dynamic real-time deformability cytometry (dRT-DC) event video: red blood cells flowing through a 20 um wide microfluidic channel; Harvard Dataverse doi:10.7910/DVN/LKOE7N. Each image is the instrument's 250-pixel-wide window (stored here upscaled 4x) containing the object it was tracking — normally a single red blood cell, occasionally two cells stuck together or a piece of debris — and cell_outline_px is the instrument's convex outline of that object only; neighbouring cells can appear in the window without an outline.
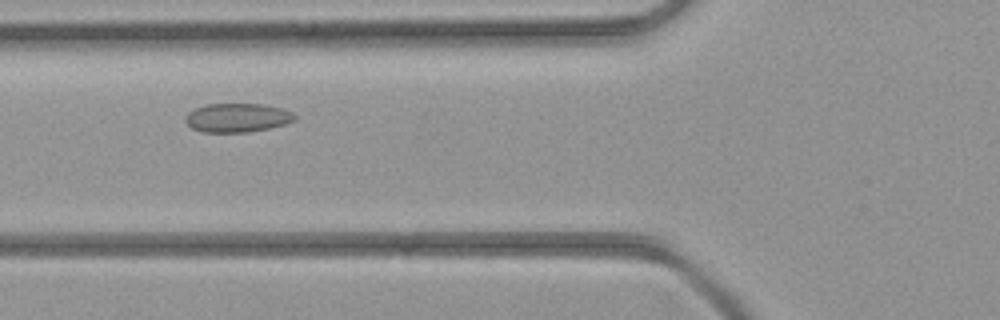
{"species": "common noctule bat (a hibernating species)", "species_latin": "Nyctalus noctula", "temperature_condition": "room temperature", "stored_images_in_passage": 5, "camera_frame_rate_fps": 3000, "um_per_image_px": 0.085, "animal": {"sex": "female", "body_mass_g": 21.9}, "frame": {"image": 1, "passage_image": 5, "time_ms": 4.667, "image_size_px": [1000, 320], "cell_outline_px": [[296, 120], [284, 124], [268, 128], [248, 132], [200, 132], [192, 128], [184, 120], [188, 112], [196, 108], [208, 104], [264, 104], [280, 108], [292, 112], [296, 116]], "centroid_in_image_um": [20.16, 10.01], "position_along_channel_um": 105.6, "area_um2": 18.32}}